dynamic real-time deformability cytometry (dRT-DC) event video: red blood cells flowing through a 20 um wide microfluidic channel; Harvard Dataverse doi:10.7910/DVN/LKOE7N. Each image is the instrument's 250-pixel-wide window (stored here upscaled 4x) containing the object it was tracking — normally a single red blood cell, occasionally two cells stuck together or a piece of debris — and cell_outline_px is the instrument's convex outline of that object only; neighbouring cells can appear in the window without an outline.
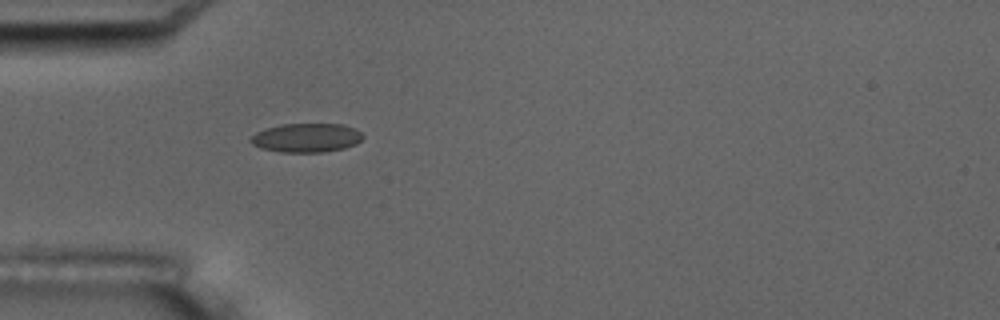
{"species": "common noctule bat (a hibernating species)", "species_latin": "Nyctalus noctula", "temperature_condition": "room temperature", "stored_images_in_passage": 5, "camera_frame_rate_fps": 3000, "um_per_image_px": 0.085, "animal": {"sex": "male", "body_mass_g": 17.5, "forearm_length_mm": 52.3}, "frame": {"image": 1, "passage_image": 5, "time_ms": 4.667, "image_size_px": [1000, 320], "cell_outline_px": [[364, 136], [356, 144], [344, 148], [324, 152], [280, 152], [260, 148], [252, 144], [248, 140], [256, 132], [280, 124], [340, 124], [356, 128]], "centroid_in_image_um": [26.04, 11.71], "position_along_channel_um": 59.0, "area_um2": 18.96}}